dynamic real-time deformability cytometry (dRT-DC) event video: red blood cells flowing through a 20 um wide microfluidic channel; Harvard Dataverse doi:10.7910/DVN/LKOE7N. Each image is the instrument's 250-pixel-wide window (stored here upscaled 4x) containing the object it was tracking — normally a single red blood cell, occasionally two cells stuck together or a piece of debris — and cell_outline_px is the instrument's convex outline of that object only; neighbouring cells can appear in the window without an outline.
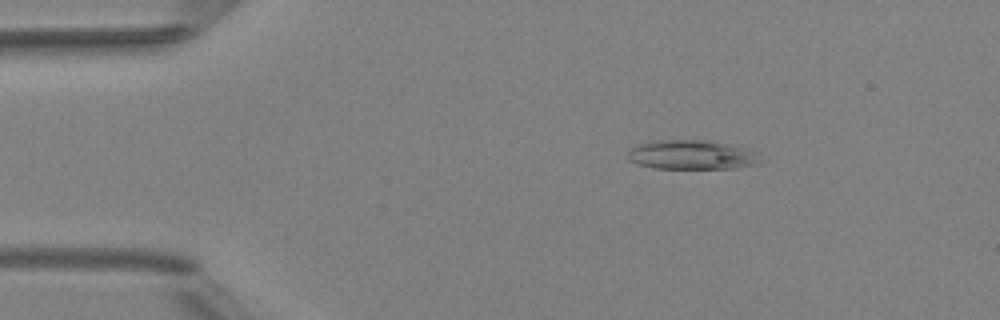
{"species": "Egyptian fruit bat (a non-hibernating species)", "species_latin": "Rousettus aegyptiacus", "temperature_condition": "room temperature", "stored_images_in_passage": 48, "camera_frame_rate_fps": 3000, "um_per_image_px": 0.085, "animal": {"sex": "female"}, "frame": {"image": 1, "passage_image": 7, "time_ms": 2.0, "image_size_px": [1000, 320], "cell_outline_px": [[764, 160], [756, 164], [736, 168], [652, 168], [628, 160], [628, 148], [636, 144], [652, 140], [708, 140], [744, 148], [756, 152]], "centroid_in_image_um": [58.77, 13.15], "position_along_channel_um": 26.2, "area_um2": 22.77}}
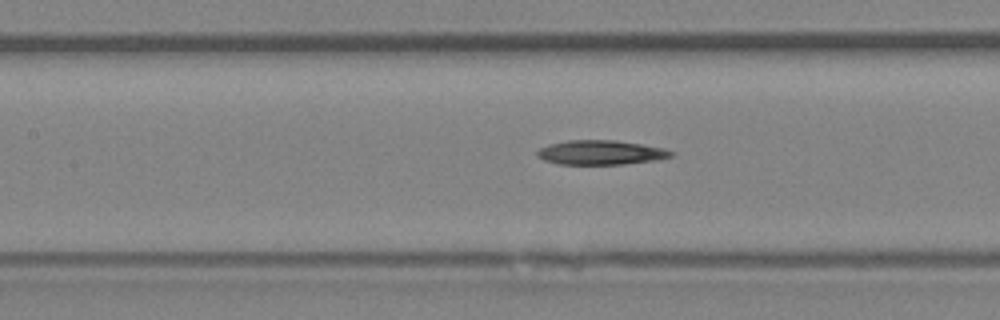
{"frame": {"image": 2, "passage_image": 21, "time_ms": 6.667, "image_size_px": [1000, 320], "cell_outline_px": [[676, 152], [672, 156], [656, 160], [624, 164], [556, 164], [544, 160], [536, 156], [536, 152], [540, 148], [548, 144], [568, 140], [616, 140], [664, 148]], "centroid_in_image_um": [51.05, 12.96], "position_along_channel_um": 156.4, "area_um2": 19.13}}
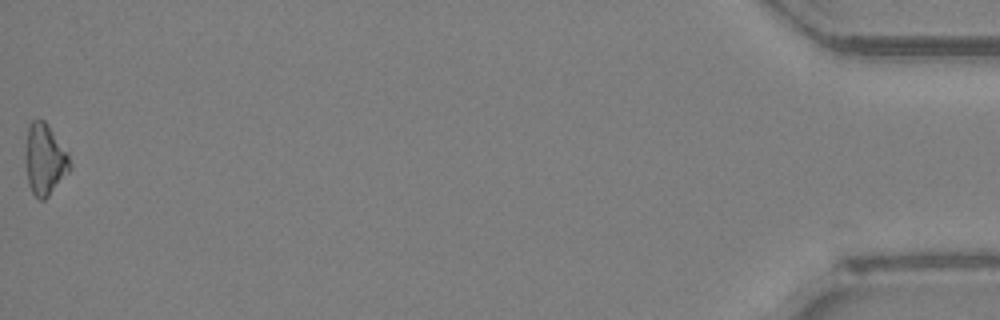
{"frame": {"image": 3, "passage_image": 48, "time_ms": 15.667, "image_size_px": [1000, 320], "cell_outline_px": [[72, 168], [48, 196], [44, 200], [40, 200], [32, 192], [28, 184], [24, 160], [24, 152], [28, 124], [36, 116], [44, 120], [48, 124], [68, 152], [72, 164]], "centroid_in_image_um": [3.79, 13.5], "position_along_channel_um": 431.4, "area_um2": 19.02}}